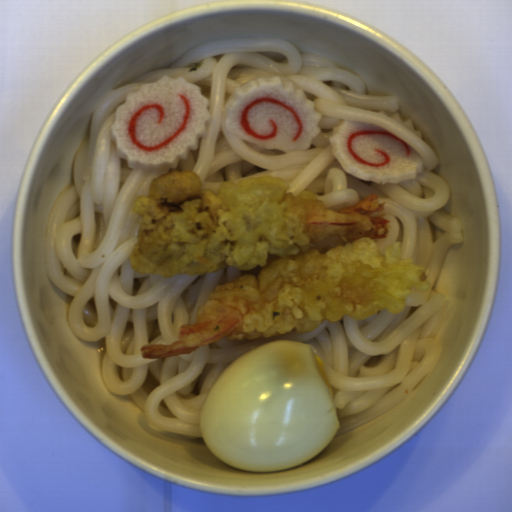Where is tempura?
I'll return each instance as SVG.
<instances>
[{
	"label": "tempura",
	"instance_id": "8679c707",
	"mask_svg": "<svg viewBox=\"0 0 512 512\" xmlns=\"http://www.w3.org/2000/svg\"><path fill=\"white\" fill-rule=\"evenodd\" d=\"M377 193L331 209L315 192L294 195L281 177L261 175L202 189L198 173L174 169L155 176L133 197L138 216L129 262L139 275L251 270L217 285L169 345L139 348L162 359L220 340L268 339L309 333L343 316L399 314L408 296L432 283L400 243L378 250L391 221Z\"/></svg>",
	"mask_w": 512,
	"mask_h": 512
}]
</instances>
